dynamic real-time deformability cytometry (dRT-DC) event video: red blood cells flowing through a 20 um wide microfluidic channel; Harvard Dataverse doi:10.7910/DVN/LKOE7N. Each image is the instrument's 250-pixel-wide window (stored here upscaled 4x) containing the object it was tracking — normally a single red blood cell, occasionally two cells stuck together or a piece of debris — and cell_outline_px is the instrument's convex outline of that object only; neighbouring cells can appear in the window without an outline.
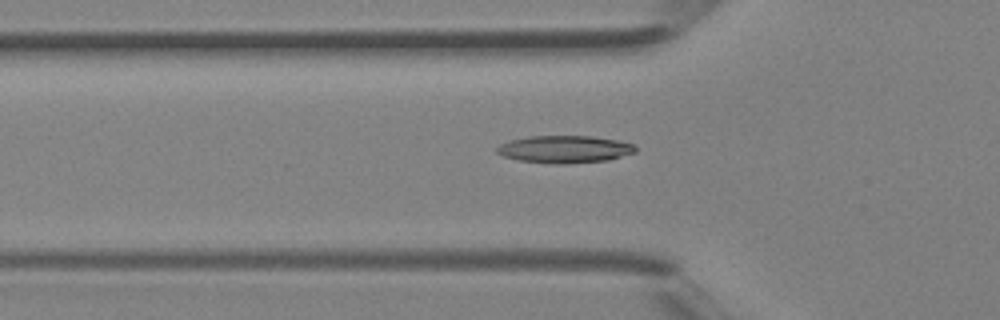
{"species": "Egyptian fruit bat (a non-hibernating species)", "species_latin": "Rousettus aegyptiacus", "temperature_condition": "room temperature", "stored_images_in_passage": 40, "camera_frame_rate_fps": 3000, "um_per_image_px": 0.085, "animal": {"sex": "female"}, "frame": {"image": 1, "passage_image": 13, "time_ms": 4.0, "image_size_px": [1000, 320], "cell_outline_px": [[636, 152], [608, 160], [568, 164], [552, 164], [520, 160], [504, 156], [496, 152], [496, 148], [500, 144], [508, 140], [528, 136], [592, 136], [616, 140], [636, 144]], "centroid_in_image_um": [48.0, 12.68], "position_along_channel_um": 77.8, "area_um2": 22.25}}
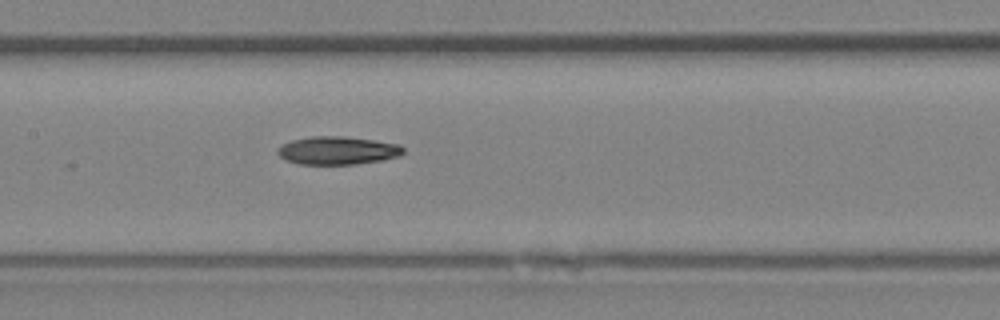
{"frame": {"image": 2, "passage_image": 19, "time_ms": 6.0, "image_size_px": [1000, 320], "cell_outline_px": [[404, 152], [400, 156], [384, 160], [356, 164], [300, 164], [284, 160], [276, 152], [276, 148], [292, 140], [312, 136], [344, 136], [400, 144], [404, 148]], "centroid_in_image_um": [28.7, 12.79], "position_along_channel_um": 178.7, "area_um2": 20.69}}
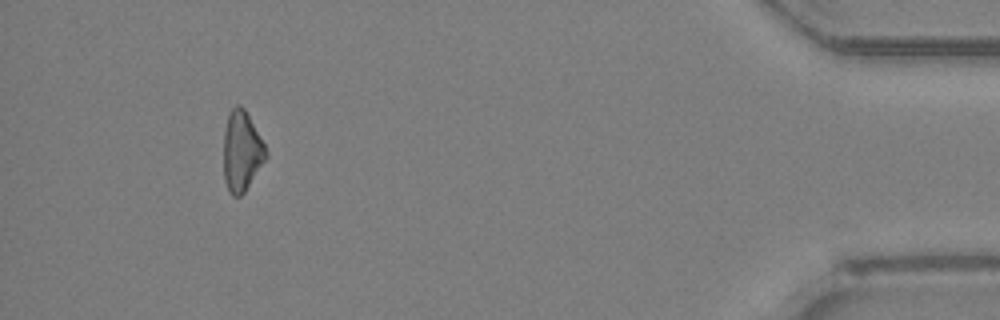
{"frame": {"image": 3, "passage_image": 37, "time_ms": 12.0, "image_size_px": [1000, 320], "cell_outline_px": [[268, 156], [244, 192], [240, 196], [232, 196], [228, 192], [224, 180], [224, 132], [228, 116], [232, 108], [236, 104], [240, 104], [244, 108], [264, 144], [268, 152]], "centroid_in_image_um": [20.53, 12.87], "position_along_channel_um": 414.7, "area_um2": 19.65}}